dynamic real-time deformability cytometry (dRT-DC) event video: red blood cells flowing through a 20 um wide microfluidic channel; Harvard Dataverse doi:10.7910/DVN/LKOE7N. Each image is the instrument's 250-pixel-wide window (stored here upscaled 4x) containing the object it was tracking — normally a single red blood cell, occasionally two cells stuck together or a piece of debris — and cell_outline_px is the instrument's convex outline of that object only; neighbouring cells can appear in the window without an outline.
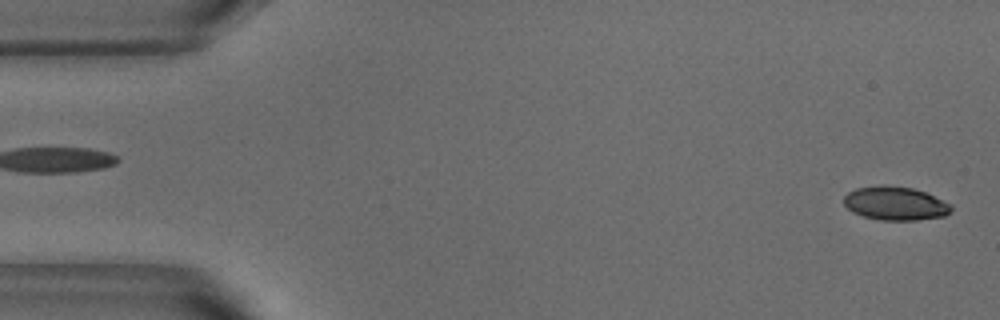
{"species": "common noctule bat (a hibernating species)", "species_latin": "Nyctalus noctula", "temperature_condition": "warm", "stored_images_in_passage": 52, "camera_frame_rate_fps": 3000, "um_per_image_px": 0.085, "animal": {"sex": "male", "body_mass_g": 18.8}, "frame": {"image": 1, "passage_image": 1, "time_ms": 0.0, "image_size_px": [1000, 320], "cell_outline_px": [[952, 212], [944, 216], [916, 220], [880, 220], [864, 216], [852, 212], [844, 204], [844, 196], [848, 192], [856, 188], [912, 188], [924, 192], [952, 204]], "centroid_in_image_um": [76.14, 17.34], "position_along_channel_um": 8.9, "area_um2": 20.29}}
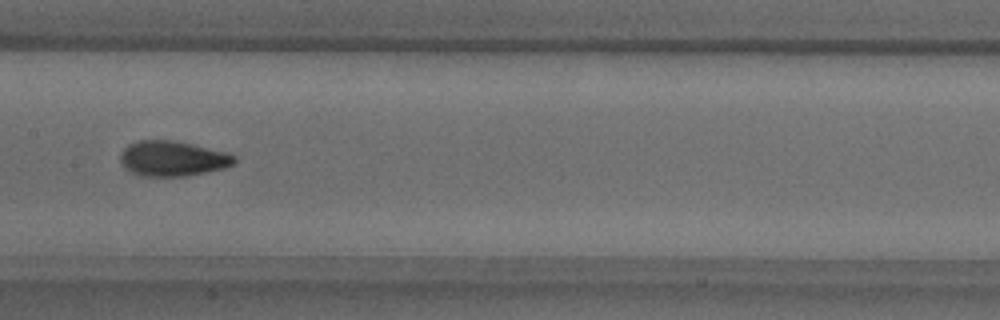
{"frame": {"image": 2, "passage_image": 25, "time_ms": 8.0, "image_size_px": [1000, 320], "cell_outline_px": [[236, 160], [232, 164], [224, 168], [184, 176], [140, 176], [132, 172], [120, 160], [120, 156], [124, 148], [128, 144], [140, 140], [172, 140], [192, 144], [228, 152], [236, 156]], "centroid_in_image_um": [14.69, 13.46], "position_along_channel_um": 192.7, "area_um2": 23.18}}
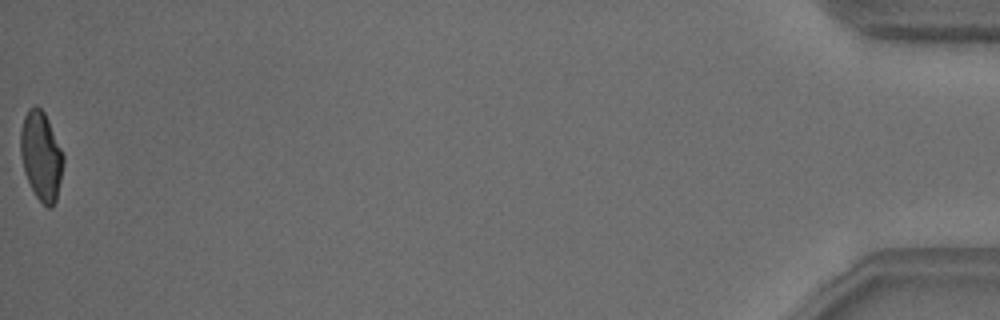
{"frame": {"image": 3, "passage_image": 52, "time_ms": 17.0, "image_size_px": [1000, 320], "cell_outline_px": [[64, 164], [56, 200], [52, 208], [48, 208], [36, 196], [24, 172], [20, 152], [20, 128], [24, 116], [28, 108], [36, 104], [44, 112], [48, 120], [64, 156]], "centroid_in_image_um": [3.49, 13.23], "position_along_channel_um": 431.7, "area_um2": 22.14}, "authors_computed_cell_mechanics": {"area_um2": 22.6287, "velocity_mm_per_s": 3.8, "shape_relaxation_time_tau1_ms": 6.7502, "shape_relaxation_time_tau2_ms": 1.1074, "deformation_change_tau1": 0.1933, "deformation_change_tau2": 0.0563}}